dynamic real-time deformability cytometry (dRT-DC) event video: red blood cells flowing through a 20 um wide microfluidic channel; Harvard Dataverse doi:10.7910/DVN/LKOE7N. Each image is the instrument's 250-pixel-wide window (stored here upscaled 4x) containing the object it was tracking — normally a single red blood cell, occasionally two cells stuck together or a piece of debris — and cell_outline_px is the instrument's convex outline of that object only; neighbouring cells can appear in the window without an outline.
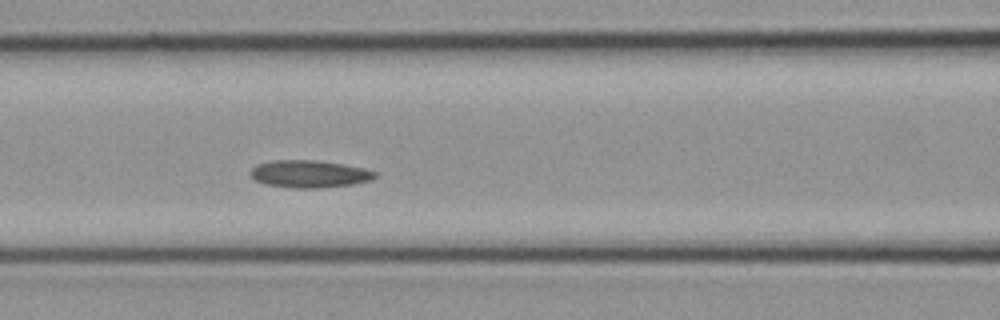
{"species": "common noctule bat (a hibernating species)", "species_latin": "Nyctalus noctula", "temperature_condition": "cold", "stored_images_in_passage": 10, "camera_frame_rate_fps": 3000, "um_per_image_px": 0.085, "animal": {"sex": "female", "body_mass_g": 21.9}, "frame": {"image": 1, "passage_image": 10, "time_ms": 3.0, "image_size_px": [1000, 320], "cell_outline_px": [[380, 176], [372, 180], [352, 184], [320, 188], [292, 188], [264, 184], [256, 180], [248, 172], [256, 164], [272, 160], [316, 160], [344, 164], [364, 168], [376, 172]], "centroid_in_image_um": [26.31, 14.78], "position_along_channel_um": 140.3, "area_um2": 20.11}}